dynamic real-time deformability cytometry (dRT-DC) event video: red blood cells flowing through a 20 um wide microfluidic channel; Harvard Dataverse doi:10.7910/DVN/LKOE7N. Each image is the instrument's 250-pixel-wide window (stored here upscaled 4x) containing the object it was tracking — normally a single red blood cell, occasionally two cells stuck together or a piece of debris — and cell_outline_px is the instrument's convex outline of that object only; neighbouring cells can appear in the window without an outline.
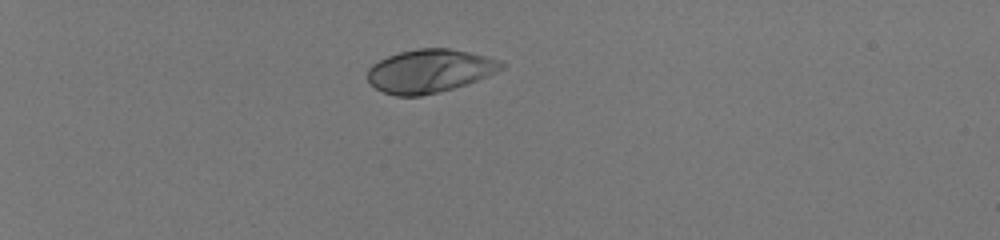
{"species": "human", "species_latin": "Homo sapiens", "temperature_condition": "room temperature", "stored_images_in_passage": 39, "camera_frame_rate_fps": 3000, "um_per_image_px": 0.085, "donor": {"sex": "male"}, "frame": {"image": 1, "passage_image": 1, "time_ms": 0.0, "image_size_px": [1000, 240], "cell_outline_px": [[508, 64], [504, 68], [496, 72], [476, 80], [452, 88], [420, 96], [396, 96], [384, 92], [376, 88], [368, 80], [368, 68], [372, 64], [388, 56], [400, 52], [416, 48], [448, 48], [468, 52], [500, 60]], "centroid_in_image_um": [36.52, 6.02], "position_along_channel_um": 48.5, "area_um2": 33.47}}
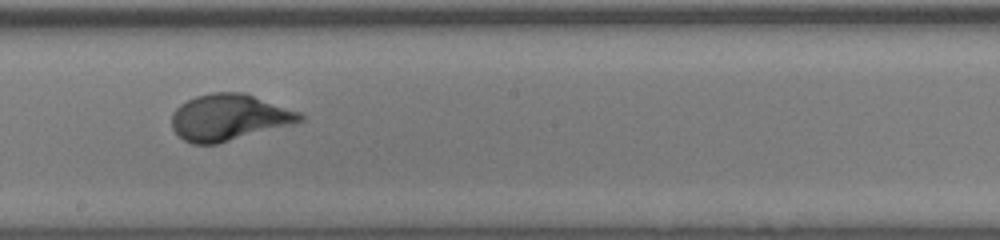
{"frame": {"image": 2, "passage_image": 20, "time_ms": 6.333, "image_size_px": [1000, 240], "cell_outline_px": [[304, 120], [296, 124], [216, 144], [192, 144], [184, 140], [172, 128], [172, 112], [180, 104], [196, 96], [212, 92], [244, 92], [300, 112], [304, 116]], "centroid_in_image_um": [19.49, 9.98], "position_along_channel_um": 228.7, "area_um2": 34.8}}
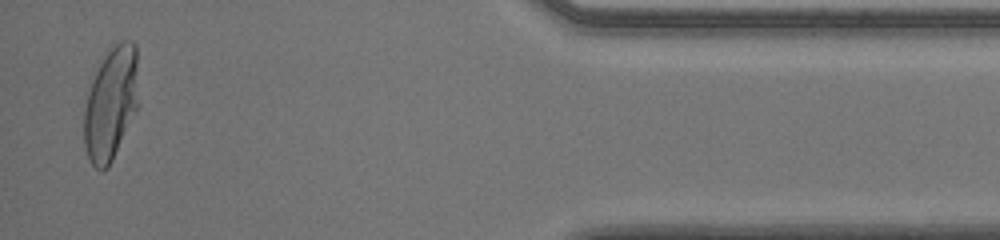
{"frame": {"image": 3, "passage_image": 38, "time_ms": 12.333, "image_size_px": [1000, 240], "cell_outline_px": [[140, 104], [108, 168], [104, 172], [100, 172], [92, 164], [88, 156], [84, 144], [84, 108], [88, 92], [92, 80], [100, 64], [108, 52], [120, 40], [132, 40], [136, 44]], "centroid_in_image_um": [9.46, 8.81], "position_along_channel_um": 425.7, "area_um2": 36.3}, "authors_computed_cell_mechanics": {"area_um2": 34.1598, "velocity_mm_per_s": 4.0048, "shape_relaxation_time_tau1_ms": 2.9147, "shape_relaxation_time_tau2_ms": null, "deformation_change_tau1": 0.2042, "deformation_change_tau2": null}}